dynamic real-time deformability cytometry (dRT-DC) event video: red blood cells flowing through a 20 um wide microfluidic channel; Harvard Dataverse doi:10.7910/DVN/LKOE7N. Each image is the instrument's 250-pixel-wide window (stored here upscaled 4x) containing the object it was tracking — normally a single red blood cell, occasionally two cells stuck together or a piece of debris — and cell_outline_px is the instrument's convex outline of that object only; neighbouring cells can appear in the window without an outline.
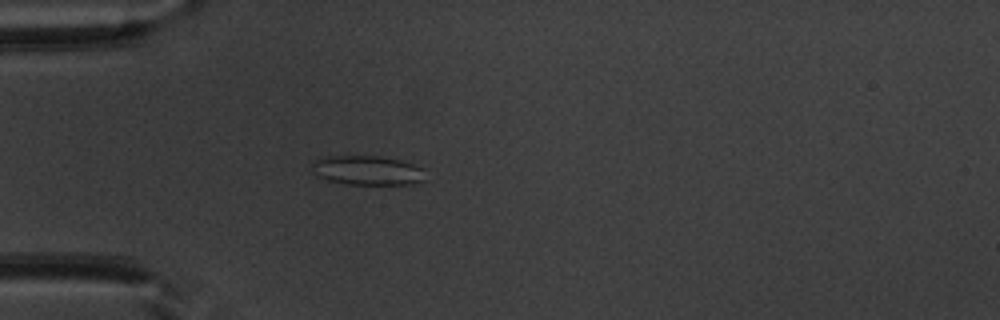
{"species": "common noctule bat (a hibernating species)", "species_latin": "Nyctalus noctula", "temperature_condition": "warm", "stored_images_in_passage": 52, "camera_frame_rate_fps": 3000, "um_per_image_px": 0.085, "animal": {"sex": "male", "body_mass_g": 20.1, "forearm_length_mm": 53.5}, "frame": {"image": 1, "passage_image": 16, "time_ms": 5.0, "image_size_px": [1000, 320], "cell_outline_px": [[424, 180], [412, 184], [348, 184], [328, 180], [316, 176], [312, 172], [312, 164], [320, 156], [380, 156], [400, 160], [424, 168]], "centroid_in_image_um": [31.2, 14.47], "position_along_channel_um": 53.8, "area_um2": 19.48}}
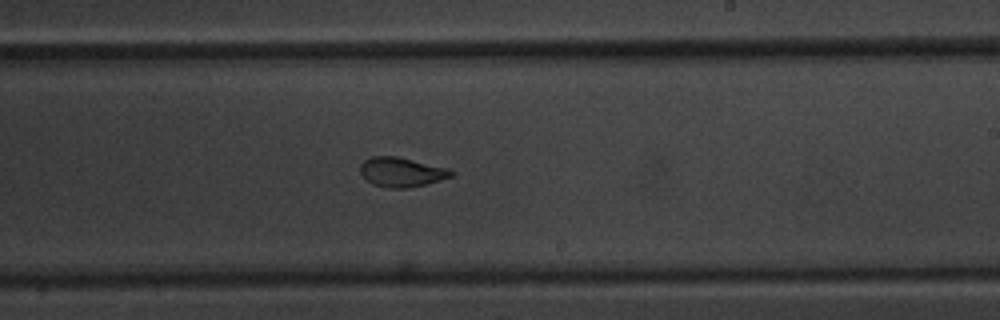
{"frame": {"image": 2, "passage_image": 32, "time_ms": 10.333, "image_size_px": [1000, 320], "cell_outline_px": [[456, 172], [452, 176], [428, 184], [408, 188], [388, 188], [372, 184], [360, 172], [360, 164], [364, 160], [372, 156], [396, 156], [448, 168]], "centroid_in_image_um": [34.14, 14.63], "position_along_channel_um": 254.9, "area_um2": 15.66}}
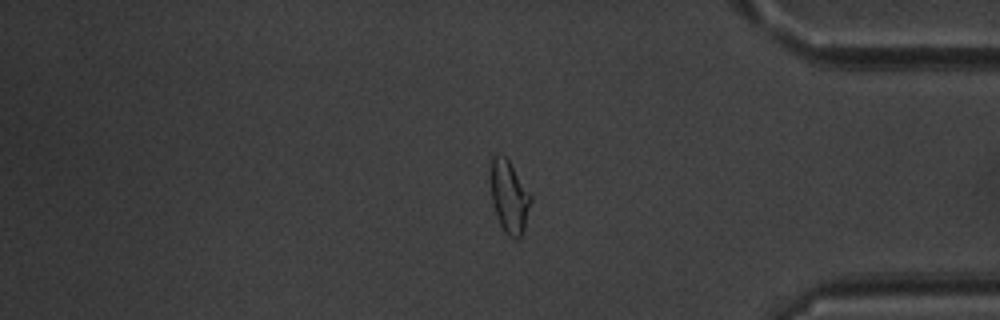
{"frame": {"image": 3, "passage_image": 44, "time_ms": 14.333, "image_size_px": [1000, 320], "cell_outline_px": [[532, 200], [524, 232], [516, 240], [508, 236], [504, 232], [496, 216], [492, 204], [492, 156], [504, 156], [508, 160], [532, 196]], "centroid_in_image_um": [43.32, 16.82], "position_along_channel_um": 391.9, "area_um2": 16.7}, "authors_computed_cell_mechanics": {"area_um2": 17.7735, "velocity_mm_per_s": 3.9375, "shape_relaxation_time_tau1_ms": null, "shape_relaxation_time_tau2_ms": 1.2052, "deformation_change_tau1": null, "deformation_change_tau2": 0.0726}}